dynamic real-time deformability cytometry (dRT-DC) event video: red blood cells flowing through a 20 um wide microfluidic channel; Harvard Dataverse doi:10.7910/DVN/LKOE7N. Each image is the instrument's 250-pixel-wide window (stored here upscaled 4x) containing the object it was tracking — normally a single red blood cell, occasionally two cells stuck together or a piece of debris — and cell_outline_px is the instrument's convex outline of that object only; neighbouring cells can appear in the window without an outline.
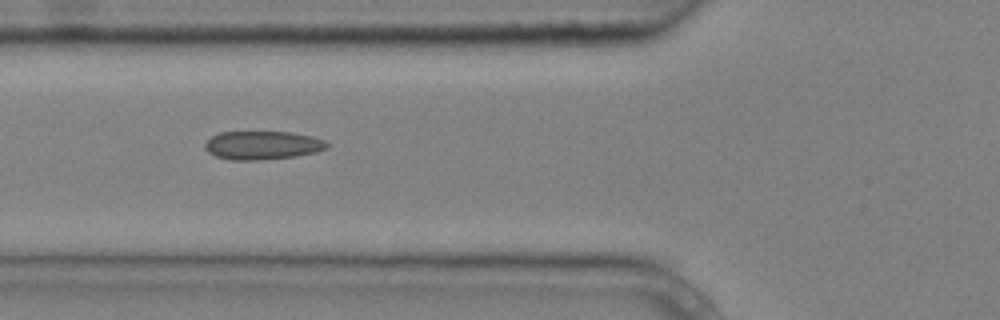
{"species": "common noctule bat (a hibernating species)", "species_latin": "Nyctalus noctula", "temperature_condition": "cold", "stored_images_in_passage": 10, "camera_frame_rate_fps": 3000, "um_per_image_px": 0.085, "animal": {"sex": "male", "body_mass_g": 20.4}, "frame": {"image": 1, "passage_image": 6, "time_ms": 1.667, "image_size_px": [1000, 320], "cell_outline_px": [[328, 148], [316, 152], [296, 156], [260, 160], [232, 160], [216, 156], [208, 152], [204, 148], [204, 144], [212, 136], [220, 132], [288, 132], [308, 136], [324, 140], [328, 144]], "centroid_in_image_um": [22.28, 12.35], "position_along_channel_um": 103.5, "area_um2": 20.11}}
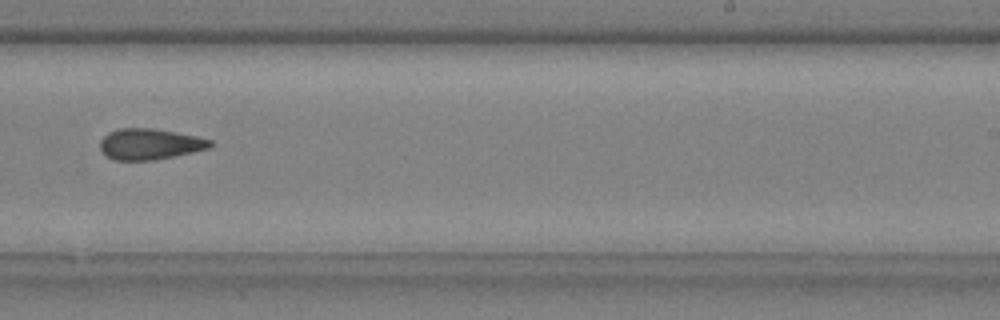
{"frame": {"image": 2, "passage_image": 10, "time_ms": 3.0, "image_size_px": [1000, 320], "cell_outline_px": [[212, 144], [208, 148], [176, 156], [152, 160], [116, 160], [104, 156], [100, 148], [100, 140], [108, 132], [120, 128], [152, 128], [176, 132], [196, 136], [212, 140]], "centroid_in_image_um": [12.7, 12.25], "position_along_channel_um": 276.3, "area_um2": 19.88}}